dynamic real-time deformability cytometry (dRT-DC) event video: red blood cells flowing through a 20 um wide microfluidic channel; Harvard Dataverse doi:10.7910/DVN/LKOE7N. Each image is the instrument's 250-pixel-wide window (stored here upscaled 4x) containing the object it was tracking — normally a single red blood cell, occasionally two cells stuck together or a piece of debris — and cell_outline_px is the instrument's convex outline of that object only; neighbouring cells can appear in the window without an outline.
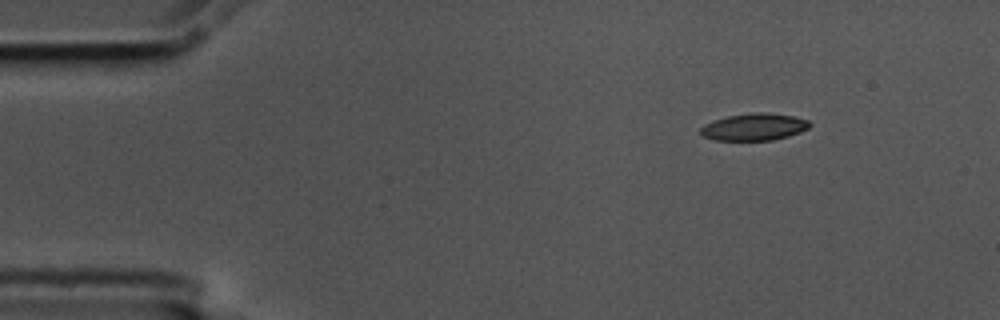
{"species": "common noctule bat (a hibernating species)", "species_latin": "Nyctalus noctula", "temperature_condition": "cold", "stored_images_in_passage": 5, "camera_frame_rate_fps": 3000, "um_per_image_px": 0.085, "animal": {"sex": "male", "body_mass_g": 17.5, "forearm_length_mm": 52.3}, "frame": {"image": 1, "passage_image": 1, "time_ms": 0.0, "image_size_px": [1000, 320], "cell_outline_px": [[812, 124], [808, 128], [800, 132], [788, 136], [772, 140], [712, 140], [700, 136], [700, 128], [704, 124], [728, 116], [752, 112], [764, 112], [792, 116], [808, 120]], "centroid_in_image_um": [64.07, 10.79], "position_along_channel_um": 20.9, "area_um2": 17.22}}
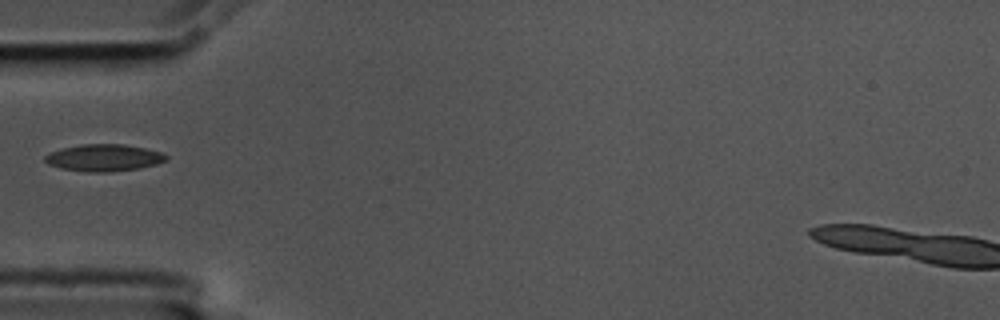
{"frame": {"image": 2, "passage_image": 4, "time_ms": 1.0, "image_size_px": [1000, 320], "cell_outline_px": [[168, 160], [156, 164], [140, 168], [108, 172], [88, 172], [60, 168], [48, 164], [44, 160], [44, 156], [60, 148], [80, 144], [124, 144], [164, 152], [168, 156]], "centroid_in_image_um": [8.85, 13.4], "position_along_channel_um": 76.2, "area_um2": 19.19}}